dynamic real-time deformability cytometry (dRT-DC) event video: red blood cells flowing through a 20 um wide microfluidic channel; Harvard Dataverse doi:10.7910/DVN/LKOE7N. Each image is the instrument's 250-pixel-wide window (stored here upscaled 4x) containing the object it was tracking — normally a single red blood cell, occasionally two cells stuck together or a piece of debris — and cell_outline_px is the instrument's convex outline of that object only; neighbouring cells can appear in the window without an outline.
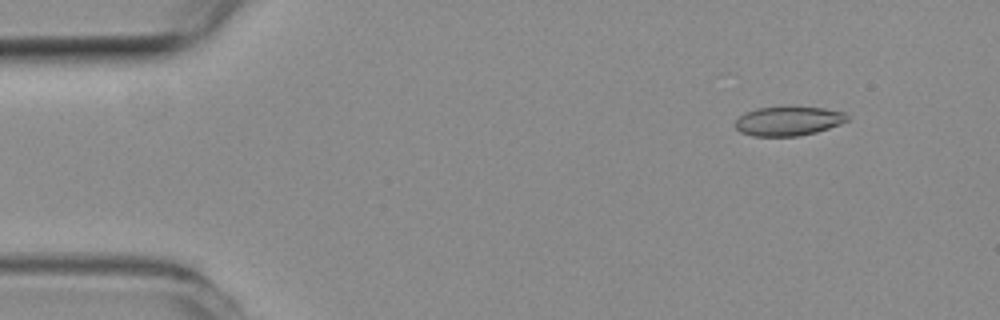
{"species": "common noctule bat (a hibernating species)", "species_latin": "Nyctalus noctula", "temperature_condition": "room temperature", "stored_images_in_passage": 28, "camera_frame_rate_fps": 3000, "um_per_image_px": 0.085, "animal": {"sex": "female", "body_mass_g": 19.3, "forearm_length_mm": 54.1}, "frame": {"image": 1, "passage_image": 6, "time_ms": 1.667, "image_size_px": [1000, 320], "cell_outline_px": [[848, 120], [840, 124], [816, 132], [796, 136], [752, 136], [740, 132], [732, 124], [744, 112], [756, 108], [824, 108], [844, 112], [848, 116]], "centroid_in_image_um": [66.96, 10.31], "position_along_channel_um": 18.0, "area_um2": 18.84}}
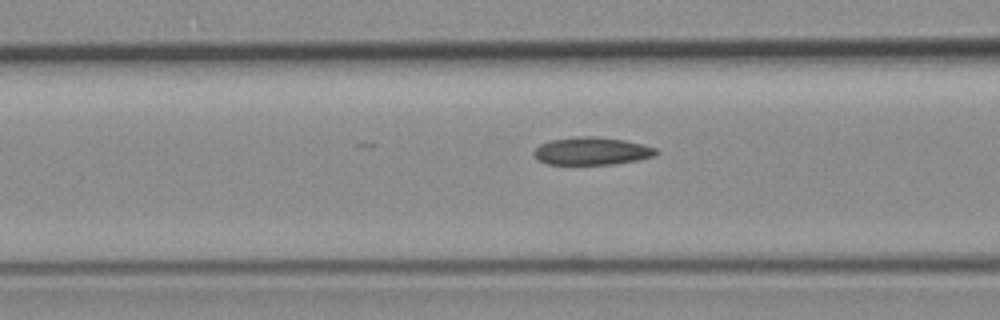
{"frame": {"image": 2, "passage_image": 21, "time_ms": 6.667, "image_size_px": [1000, 320], "cell_outline_px": [[660, 152], [656, 156], [636, 160], [612, 164], [548, 164], [540, 160], [532, 152], [540, 144], [548, 140], [576, 136], [596, 136], [624, 140], [656, 148]], "centroid_in_image_um": [50.3, 12.83], "position_along_channel_um": 116.3, "area_um2": 19.71}}
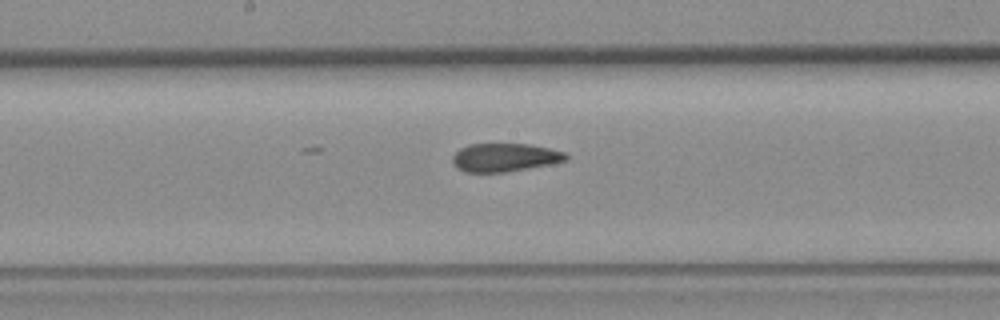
{"frame": {"image": 3, "passage_image": 28, "time_ms": 9.0, "image_size_px": [1000, 320], "cell_outline_px": [[568, 156], [564, 160], [548, 164], [504, 172], [464, 172], [456, 168], [452, 164], [452, 156], [460, 148], [468, 144], [528, 144], [568, 152]], "centroid_in_image_um": [42.84, 13.38], "position_along_channel_um": 205.4, "area_um2": 18.61}}